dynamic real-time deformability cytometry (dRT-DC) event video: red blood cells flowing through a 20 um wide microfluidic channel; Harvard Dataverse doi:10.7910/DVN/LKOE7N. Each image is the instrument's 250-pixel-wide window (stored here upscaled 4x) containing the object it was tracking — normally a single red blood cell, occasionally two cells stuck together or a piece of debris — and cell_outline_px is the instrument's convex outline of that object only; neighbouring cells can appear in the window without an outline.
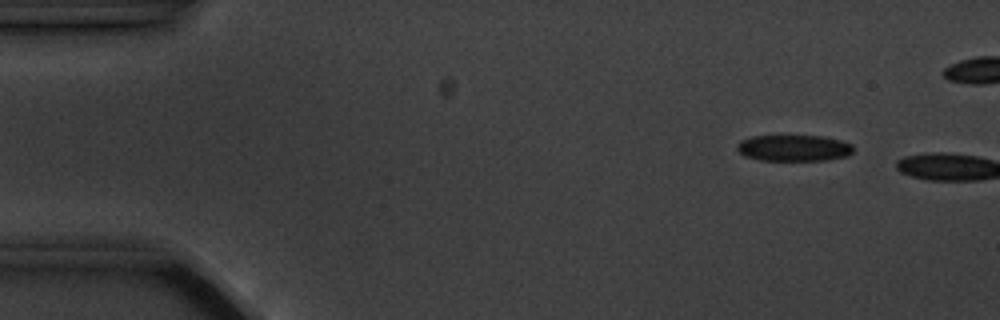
{"species": "common noctule bat (a hibernating species)", "species_latin": "Nyctalus noctula", "temperature_condition": "cold", "stored_images_in_passage": 3, "camera_frame_rate_fps": 3000, "um_per_image_px": 0.085, "animal": {"sex": "male", "body_mass_g": 20.1, "forearm_length_mm": 53.5}, "frame": {"image": 1, "passage_image": 2, "time_ms": 1.0, "image_size_px": [1000, 320], "cell_outline_px": [[852, 152], [848, 156], [828, 160], [760, 160], [744, 156], [736, 148], [736, 144], [740, 140], [752, 136], [820, 136], [840, 140], [852, 144]], "centroid_in_image_um": [67.45, 12.58], "position_along_channel_um": 17.5, "area_um2": 17.8}}